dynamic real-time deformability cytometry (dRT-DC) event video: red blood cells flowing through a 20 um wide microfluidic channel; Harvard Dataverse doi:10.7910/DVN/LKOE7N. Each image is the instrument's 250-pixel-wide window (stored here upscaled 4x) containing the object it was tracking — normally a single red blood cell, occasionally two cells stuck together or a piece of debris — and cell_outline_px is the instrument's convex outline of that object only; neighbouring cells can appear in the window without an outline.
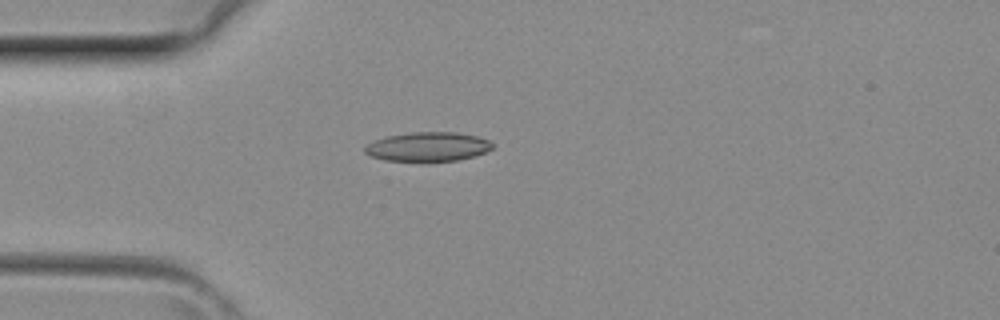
{"species": "common noctule bat (a hibernating species)", "species_latin": "Nyctalus noctula", "temperature_condition": "room temperature", "stored_images_in_passage": 3, "camera_frame_rate_fps": 3000, "um_per_image_px": 0.085, "animal": {"sex": "female", "body_mass_g": 29.2, "forearm_length_mm": 56.3}, "frame": {"image": 1, "passage_image": 3, "time_ms": 0.667, "image_size_px": [1000, 320], "cell_outline_px": [[492, 148], [484, 152], [472, 156], [456, 160], [384, 160], [368, 156], [364, 152], [364, 144], [388, 136], [412, 132], [456, 132], [476, 136], [488, 140], [492, 144]], "centroid_in_image_um": [36.3, 12.45], "position_along_channel_um": 48.7, "area_um2": 21.33}}